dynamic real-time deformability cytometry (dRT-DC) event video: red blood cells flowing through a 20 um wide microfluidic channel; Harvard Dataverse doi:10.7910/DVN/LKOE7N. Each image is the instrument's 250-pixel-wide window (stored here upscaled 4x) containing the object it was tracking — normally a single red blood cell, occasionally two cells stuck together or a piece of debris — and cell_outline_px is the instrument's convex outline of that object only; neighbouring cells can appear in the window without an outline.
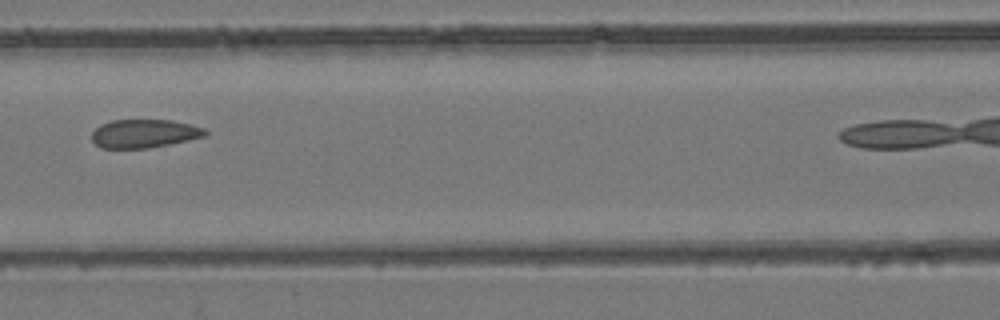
{"species": "common noctule bat (a hibernating species)", "species_latin": "Nyctalus noctula", "temperature_condition": "room temperature", "stored_images_in_passage": 6, "camera_frame_rate_fps": 3000, "um_per_image_px": 0.085, "animal": {"sex": "female", "body_mass_g": 24.6, "forearm_length_mm": 56.2}, "frame": {"image": 1, "passage_image": 4, "time_ms": 3.333, "image_size_px": [1000, 320], "cell_outline_px": [[208, 132], [204, 136], [188, 140], [148, 148], [100, 148], [92, 140], [92, 132], [100, 124], [112, 120], [172, 120], [192, 124], [204, 128]], "centroid_in_image_um": [12.25, 11.34], "position_along_channel_um": 154.4, "area_um2": 18.79}}
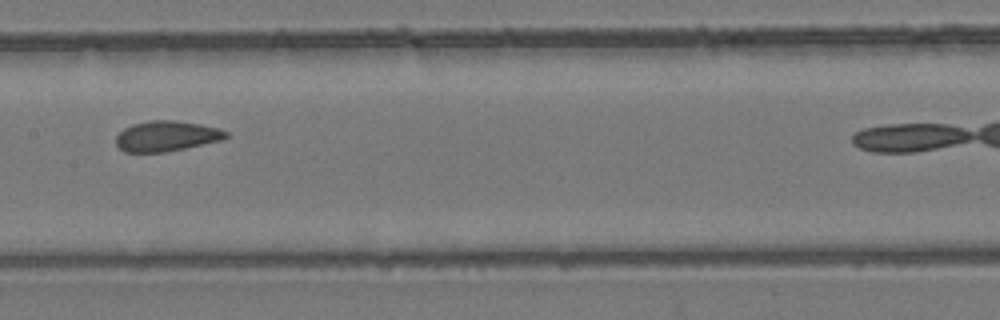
{"frame": {"image": 2, "passage_image": 5, "time_ms": 4.333, "image_size_px": [1000, 320], "cell_outline_px": [[228, 136], [220, 140], [184, 148], [164, 152], [124, 152], [116, 144], [116, 136], [124, 128], [132, 124], [148, 120], [176, 120], [200, 124], [220, 128], [228, 132]], "centroid_in_image_um": [14.13, 11.55], "position_along_channel_um": 193.3, "area_um2": 19.42}}